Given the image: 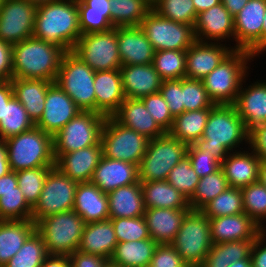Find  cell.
<instances>
[{"mask_svg":"<svg viewBox=\"0 0 266 267\" xmlns=\"http://www.w3.org/2000/svg\"><path fill=\"white\" fill-rule=\"evenodd\" d=\"M28 3L34 4L36 6L42 5V4H46V3H50V2H56V1H60V0H25Z\"/></svg>","mask_w":266,"mask_h":267,"instance_id":"70","label":"cell"},{"mask_svg":"<svg viewBox=\"0 0 266 267\" xmlns=\"http://www.w3.org/2000/svg\"><path fill=\"white\" fill-rule=\"evenodd\" d=\"M52 83L44 79H11L14 97L26 109L34 124L43 115L47 90Z\"/></svg>","mask_w":266,"mask_h":267,"instance_id":"32","label":"cell"},{"mask_svg":"<svg viewBox=\"0 0 266 267\" xmlns=\"http://www.w3.org/2000/svg\"><path fill=\"white\" fill-rule=\"evenodd\" d=\"M118 242L138 241L152 239L144 216L135 218H111L110 219Z\"/></svg>","mask_w":266,"mask_h":267,"instance_id":"51","label":"cell"},{"mask_svg":"<svg viewBox=\"0 0 266 267\" xmlns=\"http://www.w3.org/2000/svg\"><path fill=\"white\" fill-rule=\"evenodd\" d=\"M112 117L121 125L133 129L149 140L166 134L141 99L126 98Z\"/></svg>","mask_w":266,"mask_h":267,"instance_id":"27","label":"cell"},{"mask_svg":"<svg viewBox=\"0 0 266 267\" xmlns=\"http://www.w3.org/2000/svg\"><path fill=\"white\" fill-rule=\"evenodd\" d=\"M117 244L113 224L107 219L85 225L78 251L110 260Z\"/></svg>","mask_w":266,"mask_h":267,"instance_id":"31","label":"cell"},{"mask_svg":"<svg viewBox=\"0 0 266 267\" xmlns=\"http://www.w3.org/2000/svg\"><path fill=\"white\" fill-rule=\"evenodd\" d=\"M4 142L11 171L55 166L53 137L36 126Z\"/></svg>","mask_w":266,"mask_h":267,"instance_id":"5","label":"cell"},{"mask_svg":"<svg viewBox=\"0 0 266 267\" xmlns=\"http://www.w3.org/2000/svg\"><path fill=\"white\" fill-rule=\"evenodd\" d=\"M152 65L163 80L185 78L186 50L156 51Z\"/></svg>","mask_w":266,"mask_h":267,"instance_id":"46","label":"cell"},{"mask_svg":"<svg viewBox=\"0 0 266 267\" xmlns=\"http://www.w3.org/2000/svg\"><path fill=\"white\" fill-rule=\"evenodd\" d=\"M35 126L29 118L26 109L13 96L5 104L3 116L0 120V140L26 132Z\"/></svg>","mask_w":266,"mask_h":267,"instance_id":"41","label":"cell"},{"mask_svg":"<svg viewBox=\"0 0 266 267\" xmlns=\"http://www.w3.org/2000/svg\"><path fill=\"white\" fill-rule=\"evenodd\" d=\"M140 27L151 42L155 52L187 50L196 41L191 25L161 17L154 10L145 16Z\"/></svg>","mask_w":266,"mask_h":267,"instance_id":"14","label":"cell"},{"mask_svg":"<svg viewBox=\"0 0 266 267\" xmlns=\"http://www.w3.org/2000/svg\"><path fill=\"white\" fill-rule=\"evenodd\" d=\"M106 116L80 111L53 136L54 154H64L97 145Z\"/></svg>","mask_w":266,"mask_h":267,"instance_id":"11","label":"cell"},{"mask_svg":"<svg viewBox=\"0 0 266 267\" xmlns=\"http://www.w3.org/2000/svg\"><path fill=\"white\" fill-rule=\"evenodd\" d=\"M36 230L32 220H0V267H3Z\"/></svg>","mask_w":266,"mask_h":267,"instance_id":"34","label":"cell"},{"mask_svg":"<svg viewBox=\"0 0 266 267\" xmlns=\"http://www.w3.org/2000/svg\"><path fill=\"white\" fill-rule=\"evenodd\" d=\"M260 160L249 147L230 152L221 163L228 186L242 188L257 182Z\"/></svg>","mask_w":266,"mask_h":267,"instance_id":"28","label":"cell"},{"mask_svg":"<svg viewBox=\"0 0 266 267\" xmlns=\"http://www.w3.org/2000/svg\"><path fill=\"white\" fill-rule=\"evenodd\" d=\"M68 257L71 267H103L108 261L98 255L83 253L78 250Z\"/></svg>","mask_w":266,"mask_h":267,"instance_id":"59","label":"cell"},{"mask_svg":"<svg viewBox=\"0 0 266 267\" xmlns=\"http://www.w3.org/2000/svg\"><path fill=\"white\" fill-rule=\"evenodd\" d=\"M229 267H252L250 259H242L233 262Z\"/></svg>","mask_w":266,"mask_h":267,"instance_id":"68","label":"cell"},{"mask_svg":"<svg viewBox=\"0 0 266 267\" xmlns=\"http://www.w3.org/2000/svg\"><path fill=\"white\" fill-rule=\"evenodd\" d=\"M52 167H37L16 172L18 186L25 201L33 208L38 202L45 178Z\"/></svg>","mask_w":266,"mask_h":267,"instance_id":"47","label":"cell"},{"mask_svg":"<svg viewBox=\"0 0 266 267\" xmlns=\"http://www.w3.org/2000/svg\"><path fill=\"white\" fill-rule=\"evenodd\" d=\"M193 30L195 39L200 42H234V17L219 3L197 14Z\"/></svg>","mask_w":266,"mask_h":267,"instance_id":"19","label":"cell"},{"mask_svg":"<svg viewBox=\"0 0 266 267\" xmlns=\"http://www.w3.org/2000/svg\"><path fill=\"white\" fill-rule=\"evenodd\" d=\"M141 100L153 119L167 133L172 127L174 117L160 92L145 96Z\"/></svg>","mask_w":266,"mask_h":267,"instance_id":"53","label":"cell"},{"mask_svg":"<svg viewBox=\"0 0 266 267\" xmlns=\"http://www.w3.org/2000/svg\"><path fill=\"white\" fill-rule=\"evenodd\" d=\"M254 58L256 57L248 50L234 49L201 80L215 105L235 103L242 81L250 72L249 63L253 62Z\"/></svg>","mask_w":266,"mask_h":267,"instance_id":"4","label":"cell"},{"mask_svg":"<svg viewBox=\"0 0 266 267\" xmlns=\"http://www.w3.org/2000/svg\"><path fill=\"white\" fill-rule=\"evenodd\" d=\"M212 244L210 219L201 210H189L171 245L186 265L199 267Z\"/></svg>","mask_w":266,"mask_h":267,"instance_id":"7","label":"cell"},{"mask_svg":"<svg viewBox=\"0 0 266 267\" xmlns=\"http://www.w3.org/2000/svg\"><path fill=\"white\" fill-rule=\"evenodd\" d=\"M187 156L200 178L214 173L221 167V163L211 153L198 149L194 144L188 145Z\"/></svg>","mask_w":266,"mask_h":267,"instance_id":"54","label":"cell"},{"mask_svg":"<svg viewBox=\"0 0 266 267\" xmlns=\"http://www.w3.org/2000/svg\"><path fill=\"white\" fill-rule=\"evenodd\" d=\"M266 52V13L263 19V28H262V53Z\"/></svg>","mask_w":266,"mask_h":267,"instance_id":"69","label":"cell"},{"mask_svg":"<svg viewBox=\"0 0 266 267\" xmlns=\"http://www.w3.org/2000/svg\"><path fill=\"white\" fill-rule=\"evenodd\" d=\"M248 144L261 160H266V122L248 130Z\"/></svg>","mask_w":266,"mask_h":267,"instance_id":"57","label":"cell"},{"mask_svg":"<svg viewBox=\"0 0 266 267\" xmlns=\"http://www.w3.org/2000/svg\"><path fill=\"white\" fill-rule=\"evenodd\" d=\"M227 187L229 186L221 167L214 173L201 177L193 196L188 200L190 210H201Z\"/></svg>","mask_w":266,"mask_h":267,"instance_id":"42","label":"cell"},{"mask_svg":"<svg viewBox=\"0 0 266 267\" xmlns=\"http://www.w3.org/2000/svg\"><path fill=\"white\" fill-rule=\"evenodd\" d=\"M188 145L165 135L150 139L138 166L139 181H164L171 169L187 156Z\"/></svg>","mask_w":266,"mask_h":267,"instance_id":"9","label":"cell"},{"mask_svg":"<svg viewBox=\"0 0 266 267\" xmlns=\"http://www.w3.org/2000/svg\"><path fill=\"white\" fill-rule=\"evenodd\" d=\"M48 255L44 239L35 230L3 267H41Z\"/></svg>","mask_w":266,"mask_h":267,"instance_id":"43","label":"cell"},{"mask_svg":"<svg viewBox=\"0 0 266 267\" xmlns=\"http://www.w3.org/2000/svg\"><path fill=\"white\" fill-rule=\"evenodd\" d=\"M103 267H120V266L113 264L110 260H108Z\"/></svg>","mask_w":266,"mask_h":267,"instance_id":"72","label":"cell"},{"mask_svg":"<svg viewBox=\"0 0 266 267\" xmlns=\"http://www.w3.org/2000/svg\"><path fill=\"white\" fill-rule=\"evenodd\" d=\"M240 144L248 145V130L235 106L214 105L208 115L203 136L194 145L200 150H207L222 163L230 152L243 149L239 147Z\"/></svg>","mask_w":266,"mask_h":267,"instance_id":"1","label":"cell"},{"mask_svg":"<svg viewBox=\"0 0 266 267\" xmlns=\"http://www.w3.org/2000/svg\"><path fill=\"white\" fill-rule=\"evenodd\" d=\"M80 111L72 98L53 82L47 90L43 115L35 126L53 137Z\"/></svg>","mask_w":266,"mask_h":267,"instance_id":"17","label":"cell"},{"mask_svg":"<svg viewBox=\"0 0 266 267\" xmlns=\"http://www.w3.org/2000/svg\"><path fill=\"white\" fill-rule=\"evenodd\" d=\"M248 76L249 74L243 79L233 105L242 118L246 129L250 130L254 126L266 122V80L257 79L248 86L245 84Z\"/></svg>","mask_w":266,"mask_h":267,"instance_id":"21","label":"cell"},{"mask_svg":"<svg viewBox=\"0 0 266 267\" xmlns=\"http://www.w3.org/2000/svg\"><path fill=\"white\" fill-rule=\"evenodd\" d=\"M8 191H18V181L15 171H9L6 175L0 177V197L2 193Z\"/></svg>","mask_w":266,"mask_h":267,"instance_id":"61","label":"cell"},{"mask_svg":"<svg viewBox=\"0 0 266 267\" xmlns=\"http://www.w3.org/2000/svg\"><path fill=\"white\" fill-rule=\"evenodd\" d=\"M157 245L152 239L118 242L110 261L120 267H149Z\"/></svg>","mask_w":266,"mask_h":267,"instance_id":"37","label":"cell"},{"mask_svg":"<svg viewBox=\"0 0 266 267\" xmlns=\"http://www.w3.org/2000/svg\"><path fill=\"white\" fill-rule=\"evenodd\" d=\"M159 92L167 102L173 117H176L184 112L183 78L163 80Z\"/></svg>","mask_w":266,"mask_h":267,"instance_id":"55","label":"cell"},{"mask_svg":"<svg viewBox=\"0 0 266 267\" xmlns=\"http://www.w3.org/2000/svg\"><path fill=\"white\" fill-rule=\"evenodd\" d=\"M13 88L10 81H0V120L3 116L5 104L13 97Z\"/></svg>","mask_w":266,"mask_h":267,"instance_id":"62","label":"cell"},{"mask_svg":"<svg viewBox=\"0 0 266 267\" xmlns=\"http://www.w3.org/2000/svg\"><path fill=\"white\" fill-rule=\"evenodd\" d=\"M158 15L172 21L195 24L197 13L192 0H161L153 9Z\"/></svg>","mask_w":266,"mask_h":267,"instance_id":"49","label":"cell"},{"mask_svg":"<svg viewBox=\"0 0 266 267\" xmlns=\"http://www.w3.org/2000/svg\"><path fill=\"white\" fill-rule=\"evenodd\" d=\"M125 98L141 99L158 93L163 79L151 64L122 65L120 67Z\"/></svg>","mask_w":266,"mask_h":267,"instance_id":"25","label":"cell"},{"mask_svg":"<svg viewBox=\"0 0 266 267\" xmlns=\"http://www.w3.org/2000/svg\"><path fill=\"white\" fill-rule=\"evenodd\" d=\"M109 219L135 218L145 213L141 182L119 187L107 193Z\"/></svg>","mask_w":266,"mask_h":267,"instance_id":"33","label":"cell"},{"mask_svg":"<svg viewBox=\"0 0 266 267\" xmlns=\"http://www.w3.org/2000/svg\"><path fill=\"white\" fill-rule=\"evenodd\" d=\"M249 0H221V3L234 17L248 3Z\"/></svg>","mask_w":266,"mask_h":267,"instance_id":"64","label":"cell"},{"mask_svg":"<svg viewBox=\"0 0 266 267\" xmlns=\"http://www.w3.org/2000/svg\"><path fill=\"white\" fill-rule=\"evenodd\" d=\"M200 177L191 166L190 159L185 156L169 172L166 181L174 186L187 200H189L199 183Z\"/></svg>","mask_w":266,"mask_h":267,"instance_id":"48","label":"cell"},{"mask_svg":"<svg viewBox=\"0 0 266 267\" xmlns=\"http://www.w3.org/2000/svg\"><path fill=\"white\" fill-rule=\"evenodd\" d=\"M184 111L212 108L215 104L209 98L201 80L183 78Z\"/></svg>","mask_w":266,"mask_h":267,"instance_id":"52","label":"cell"},{"mask_svg":"<svg viewBox=\"0 0 266 267\" xmlns=\"http://www.w3.org/2000/svg\"><path fill=\"white\" fill-rule=\"evenodd\" d=\"M86 223L74 210L49 215L36 223L48 254L70 256L77 251Z\"/></svg>","mask_w":266,"mask_h":267,"instance_id":"6","label":"cell"},{"mask_svg":"<svg viewBox=\"0 0 266 267\" xmlns=\"http://www.w3.org/2000/svg\"><path fill=\"white\" fill-rule=\"evenodd\" d=\"M211 241L213 244L256 239L263 230L245 212L210 218Z\"/></svg>","mask_w":266,"mask_h":267,"instance_id":"23","label":"cell"},{"mask_svg":"<svg viewBox=\"0 0 266 267\" xmlns=\"http://www.w3.org/2000/svg\"><path fill=\"white\" fill-rule=\"evenodd\" d=\"M179 253L171 244L157 245L149 267H184Z\"/></svg>","mask_w":266,"mask_h":267,"instance_id":"56","label":"cell"},{"mask_svg":"<svg viewBox=\"0 0 266 267\" xmlns=\"http://www.w3.org/2000/svg\"><path fill=\"white\" fill-rule=\"evenodd\" d=\"M77 184L58 168L52 167L45 178L38 202L32 208L31 220L36 224L49 215L73 210Z\"/></svg>","mask_w":266,"mask_h":267,"instance_id":"13","label":"cell"},{"mask_svg":"<svg viewBox=\"0 0 266 267\" xmlns=\"http://www.w3.org/2000/svg\"><path fill=\"white\" fill-rule=\"evenodd\" d=\"M4 1L5 0H0V9H1L2 5L4 4Z\"/></svg>","mask_w":266,"mask_h":267,"instance_id":"73","label":"cell"},{"mask_svg":"<svg viewBox=\"0 0 266 267\" xmlns=\"http://www.w3.org/2000/svg\"><path fill=\"white\" fill-rule=\"evenodd\" d=\"M95 112L112 116L126 99L120 70L96 71L94 77Z\"/></svg>","mask_w":266,"mask_h":267,"instance_id":"26","label":"cell"},{"mask_svg":"<svg viewBox=\"0 0 266 267\" xmlns=\"http://www.w3.org/2000/svg\"><path fill=\"white\" fill-rule=\"evenodd\" d=\"M10 170L7 159V147L4 140H0V177L6 175Z\"/></svg>","mask_w":266,"mask_h":267,"instance_id":"65","label":"cell"},{"mask_svg":"<svg viewBox=\"0 0 266 267\" xmlns=\"http://www.w3.org/2000/svg\"><path fill=\"white\" fill-rule=\"evenodd\" d=\"M41 267H71V266L68 256L49 254L43 261Z\"/></svg>","mask_w":266,"mask_h":267,"instance_id":"63","label":"cell"},{"mask_svg":"<svg viewBox=\"0 0 266 267\" xmlns=\"http://www.w3.org/2000/svg\"><path fill=\"white\" fill-rule=\"evenodd\" d=\"M192 1L197 14L206 11L211 7L221 3V0H192Z\"/></svg>","mask_w":266,"mask_h":267,"instance_id":"66","label":"cell"},{"mask_svg":"<svg viewBox=\"0 0 266 267\" xmlns=\"http://www.w3.org/2000/svg\"><path fill=\"white\" fill-rule=\"evenodd\" d=\"M258 181L266 187V160H260Z\"/></svg>","mask_w":266,"mask_h":267,"instance_id":"67","label":"cell"},{"mask_svg":"<svg viewBox=\"0 0 266 267\" xmlns=\"http://www.w3.org/2000/svg\"><path fill=\"white\" fill-rule=\"evenodd\" d=\"M81 34L105 32L113 27L109 0H77Z\"/></svg>","mask_w":266,"mask_h":267,"instance_id":"36","label":"cell"},{"mask_svg":"<svg viewBox=\"0 0 266 267\" xmlns=\"http://www.w3.org/2000/svg\"><path fill=\"white\" fill-rule=\"evenodd\" d=\"M32 208L25 201L23 193L18 191L2 193L0 197V220H31Z\"/></svg>","mask_w":266,"mask_h":267,"instance_id":"50","label":"cell"},{"mask_svg":"<svg viewBox=\"0 0 266 267\" xmlns=\"http://www.w3.org/2000/svg\"><path fill=\"white\" fill-rule=\"evenodd\" d=\"M210 110L211 108L184 111L174 117L167 133L187 145L195 144L203 136Z\"/></svg>","mask_w":266,"mask_h":267,"instance_id":"38","label":"cell"},{"mask_svg":"<svg viewBox=\"0 0 266 267\" xmlns=\"http://www.w3.org/2000/svg\"><path fill=\"white\" fill-rule=\"evenodd\" d=\"M250 260L252 267H266V230L254 240Z\"/></svg>","mask_w":266,"mask_h":267,"instance_id":"60","label":"cell"},{"mask_svg":"<svg viewBox=\"0 0 266 267\" xmlns=\"http://www.w3.org/2000/svg\"><path fill=\"white\" fill-rule=\"evenodd\" d=\"M241 189L244 212L258 225L266 230V187L259 181Z\"/></svg>","mask_w":266,"mask_h":267,"instance_id":"45","label":"cell"},{"mask_svg":"<svg viewBox=\"0 0 266 267\" xmlns=\"http://www.w3.org/2000/svg\"><path fill=\"white\" fill-rule=\"evenodd\" d=\"M66 51L33 36L12 45L13 78L55 82Z\"/></svg>","mask_w":266,"mask_h":267,"instance_id":"3","label":"cell"},{"mask_svg":"<svg viewBox=\"0 0 266 267\" xmlns=\"http://www.w3.org/2000/svg\"><path fill=\"white\" fill-rule=\"evenodd\" d=\"M103 156L101 142L64 154H54L55 167L76 182H90Z\"/></svg>","mask_w":266,"mask_h":267,"instance_id":"20","label":"cell"},{"mask_svg":"<svg viewBox=\"0 0 266 267\" xmlns=\"http://www.w3.org/2000/svg\"><path fill=\"white\" fill-rule=\"evenodd\" d=\"M201 211L209 219L244 213L241 189L227 187L221 194L207 203Z\"/></svg>","mask_w":266,"mask_h":267,"instance_id":"44","label":"cell"},{"mask_svg":"<svg viewBox=\"0 0 266 267\" xmlns=\"http://www.w3.org/2000/svg\"><path fill=\"white\" fill-rule=\"evenodd\" d=\"M145 209H190L187 198L164 181L141 182Z\"/></svg>","mask_w":266,"mask_h":267,"instance_id":"35","label":"cell"},{"mask_svg":"<svg viewBox=\"0 0 266 267\" xmlns=\"http://www.w3.org/2000/svg\"><path fill=\"white\" fill-rule=\"evenodd\" d=\"M255 239L212 244L210 251L199 267H229L233 262L250 259Z\"/></svg>","mask_w":266,"mask_h":267,"instance_id":"39","label":"cell"},{"mask_svg":"<svg viewBox=\"0 0 266 267\" xmlns=\"http://www.w3.org/2000/svg\"><path fill=\"white\" fill-rule=\"evenodd\" d=\"M122 65L151 64L155 50L140 26L116 27Z\"/></svg>","mask_w":266,"mask_h":267,"instance_id":"22","label":"cell"},{"mask_svg":"<svg viewBox=\"0 0 266 267\" xmlns=\"http://www.w3.org/2000/svg\"><path fill=\"white\" fill-rule=\"evenodd\" d=\"M190 209H145L144 218L148 233L158 245L171 244L174 240L181 222Z\"/></svg>","mask_w":266,"mask_h":267,"instance_id":"30","label":"cell"},{"mask_svg":"<svg viewBox=\"0 0 266 267\" xmlns=\"http://www.w3.org/2000/svg\"><path fill=\"white\" fill-rule=\"evenodd\" d=\"M146 3L153 9V7L161 0H145Z\"/></svg>","mask_w":266,"mask_h":267,"instance_id":"71","label":"cell"},{"mask_svg":"<svg viewBox=\"0 0 266 267\" xmlns=\"http://www.w3.org/2000/svg\"><path fill=\"white\" fill-rule=\"evenodd\" d=\"M72 52L95 72L117 70L122 66L116 27L105 32L82 34Z\"/></svg>","mask_w":266,"mask_h":267,"instance_id":"12","label":"cell"},{"mask_svg":"<svg viewBox=\"0 0 266 267\" xmlns=\"http://www.w3.org/2000/svg\"><path fill=\"white\" fill-rule=\"evenodd\" d=\"M148 141L144 135L121 125L112 116L106 117L100 138L104 157L139 166Z\"/></svg>","mask_w":266,"mask_h":267,"instance_id":"10","label":"cell"},{"mask_svg":"<svg viewBox=\"0 0 266 267\" xmlns=\"http://www.w3.org/2000/svg\"><path fill=\"white\" fill-rule=\"evenodd\" d=\"M36 10L25 0H5L0 9V39L13 45L32 37Z\"/></svg>","mask_w":266,"mask_h":267,"instance_id":"16","label":"cell"},{"mask_svg":"<svg viewBox=\"0 0 266 267\" xmlns=\"http://www.w3.org/2000/svg\"><path fill=\"white\" fill-rule=\"evenodd\" d=\"M94 77L95 71L70 51L63 55L55 83L81 111L95 112Z\"/></svg>","mask_w":266,"mask_h":267,"instance_id":"8","label":"cell"},{"mask_svg":"<svg viewBox=\"0 0 266 267\" xmlns=\"http://www.w3.org/2000/svg\"><path fill=\"white\" fill-rule=\"evenodd\" d=\"M73 210L86 224L105 221L109 219L108 195L91 181L79 182L75 191Z\"/></svg>","mask_w":266,"mask_h":267,"instance_id":"29","label":"cell"},{"mask_svg":"<svg viewBox=\"0 0 266 267\" xmlns=\"http://www.w3.org/2000/svg\"><path fill=\"white\" fill-rule=\"evenodd\" d=\"M81 35L77 0H60L37 6L34 38L54 43L70 52Z\"/></svg>","mask_w":266,"mask_h":267,"instance_id":"2","label":"cell"},{"mask_svg":"<svg viewBox=\"0 0 266 267\" xmlns=\"http://www.w3.org/2000/svg\"><path fill=\"white\" fill-rule=\"evenodd\" d=\"M266 13V0H249L234 16V49L250 51L255 57L262 55V28Z\"/></svg>","mask_w":266,"mask_h":267,"instance_id":"15","label":"cell"},{"mask_svg":"<svg viewBox=\"0 0 266 267\" xmlns=\"http://www.w3.org/2000/svg\"><path fill=\"white\" fill-rule=\"evenodd\" d=\"M113 27L140 26L152 10L145 0H109Z\"/></svg>","mask_w":266,"mask_h":267,"instance_id":"40","label":"cell"},{"mask_svg":"<svg viewBox=\"0 0 266 267\" xmlns=\"http://www.w3.org/2000/svg\"><path fill=\"white\" fill-rule=\"evenodd\" d=\"M233 50L234 46H231V44L200 42L196 40L186 50L185 78L202 80Z\"/></svg>","mask_w":266,"mask_h":267,"instance_id":"18","label":"cell"},{"mask_svg":"<svg viewBox=\"0 0 266 267\" xmlns=\"http://www.w3.org/2000/svg\"><path fill=\"white\" fill-rule=\"evenodd\" d=\"M91 182L104 193L135 184L139 182L138 165L102 156Z\"/></svg>","mask_w":266,"mask_h":267,"instance_id":"24","label":"cell"},{"mask_svg":"<svg viewBox=\"0 0 266 267\" xmlns=\"http://www.w3.org/2000/svg\"><path fill=\"white\" fill-rule=\"evenodd\" d=\"M12 78V45L0 39V81H10Z\"/></svg>","mask_w":266,"mask_h":267,"instance_id":"58","label":"cell"}]
</instances>
